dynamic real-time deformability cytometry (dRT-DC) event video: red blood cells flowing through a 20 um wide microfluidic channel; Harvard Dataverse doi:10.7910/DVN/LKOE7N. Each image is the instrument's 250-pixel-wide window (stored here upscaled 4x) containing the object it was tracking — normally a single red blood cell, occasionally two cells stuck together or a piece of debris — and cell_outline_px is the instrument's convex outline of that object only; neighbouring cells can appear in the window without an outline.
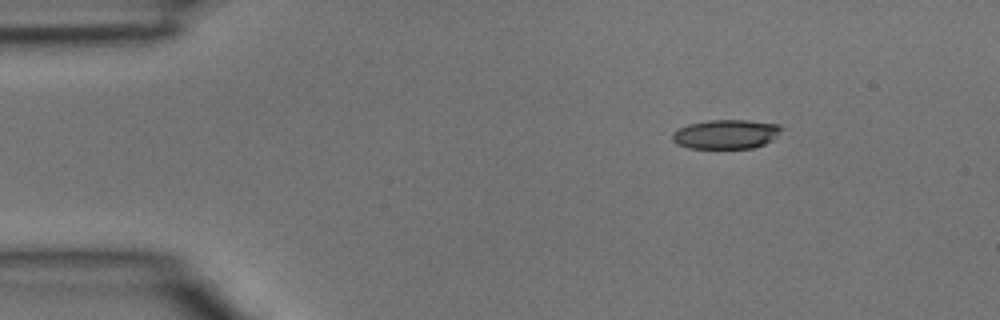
{"species": "common noctule bat (a hibernating species)", "species_latin": "Nyctalus noctula", "temperature_condition": "room temperature", "stored_images_in_passage": 4, "camera_frame_rate_fps": 3000, "um_per_image_px": 0.085, "animal": {"sex": "male", "body_mass_g": 15.6}, "frame": {"image": 1, "passage_image": 1, "time_ms": 0.0, "image_size_px": [1000, 320], "cell_outline_px": [[784, 128], [772, 140], [764, 144], [752, 148], [688, 148], [676, 144], [672, 140], [672, 132], [688, 124], [708, 120], [748, 120], [780, 124]], "centroid_in_image_um": [61.71, 11.4], "position_along_channel_um": 23.3, "area_um2": 18.73}}
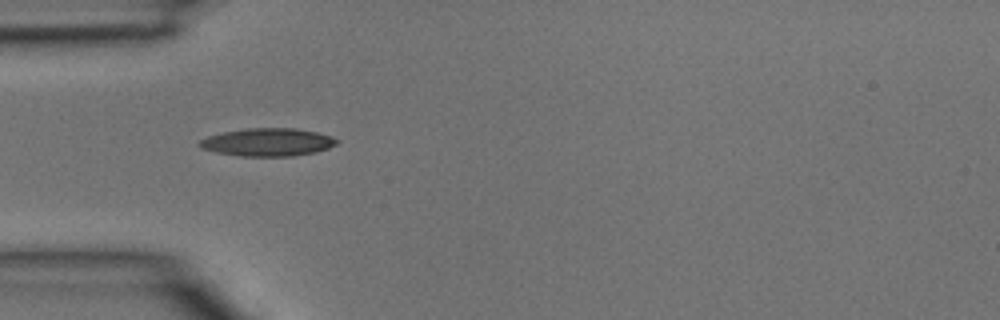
{"frame": {"image": 2, "passage_image": 3, "time_ms": 0.667, "image_size_px": [1000, 320], "cell_outline_px": [[340, 140], [336, 144], [328, 148], [316, 152], [292, 156], [240, 156], [216, 152], [200, 148], [196, 144], [200, 140], [208, 136], [224, 132], [248, 128], [296, 128], [316, 132], [332, 136]], "centroid_in_image_um": [22.76, 12.08], "position_along_channel_um": 62.2, "area_um2": 22.37}}